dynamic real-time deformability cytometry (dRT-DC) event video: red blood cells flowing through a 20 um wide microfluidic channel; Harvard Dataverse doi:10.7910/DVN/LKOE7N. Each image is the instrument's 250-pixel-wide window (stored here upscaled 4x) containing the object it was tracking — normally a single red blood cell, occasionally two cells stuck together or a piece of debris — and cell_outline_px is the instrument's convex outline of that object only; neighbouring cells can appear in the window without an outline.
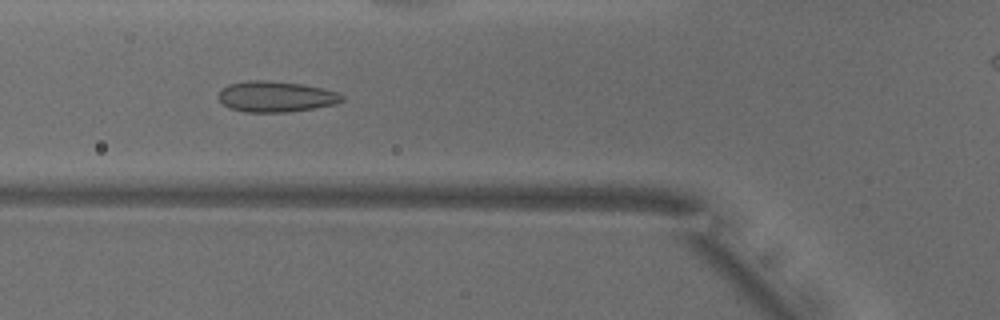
{"species": "common noctule bat (a hibernating species)", "species_latin": "Nyctalus noctula", "temperature_condition": "warm", "stored_images_in_passage": 51, "camera_frame_rate_fps": 3000, "um_per_image_px": 0.085, "animal": {"sex": "male", "body_mass_g": 18.8}, "frame": {"image": 1, "passage_image": 18, "time_ms": 5.667, "image_size_px": [1000, 320], "cell_outline_px": [[344, 100], [336, 104], [312, 108], [284, 112], [244, 112], [232, 108], [224, 104], [220, 100], [220, 88], [228, 84], [248, 80], [264, 80], [300, 84], [324, 88], [336, 92], [344, 96]], "centroid_in_image_um": [23.45, 8.2], "position_along_channel_um": 102.3, "area_um2": 21.96}}
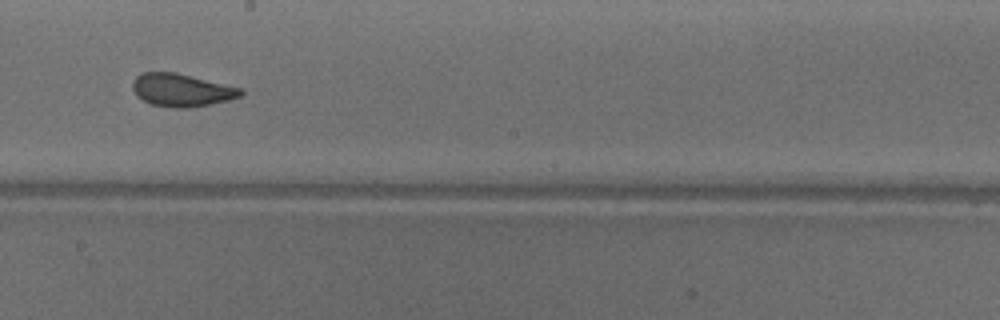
{"frame": {"image": 2, "passage_image": 28, "time_ms": 9.0, "image_size_px": [1000, 320], "cell_outline_px": [[244, 92], [240, 96], [228, 100], [192, 108], [172, 108], [152, 104], [136, 96], [132, 88], [132, 80], [136, 76], [144, 72], [176, 72], [244, 88]], "centroid_in_image_um": [15.44, 7.65], "position_along_channel_um": 232.8, "area_um2": 20.92}}
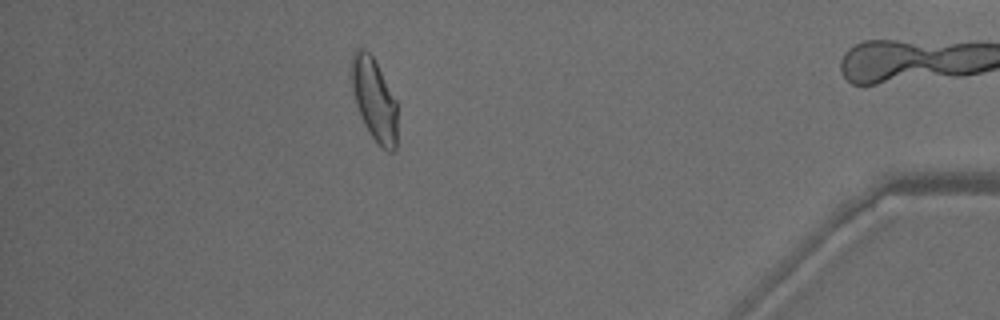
{"frame": {"image": 3, "passage_image": 45, "time_ms": 14.667, "image_size_px": [1000, 320], "cell_outline_px": [[396, 148], [392, 152], [388, 152], [372, 136], [364, 124], [356, 104], [348, 76], [348, 72], [352, 52], [356, 48], [364, 48], [372, 56], [396, 100]], "centroid_in_image_um": [31.74, 8.38], "position_along_channel_um": 403.5, "area_um2": 22.14}, "authors_computed_cell_mechanics": {"area_um2": 21.964, "velocity_mm_per_s": 3.9018, "shape_relaxation_time_tau1_ms": 5.927, "shape_relaxation_time_tau2_ms": 0.7767, "deformation_change_tau1": 0.1515, "deformation_change_tau2": 0.0684}}